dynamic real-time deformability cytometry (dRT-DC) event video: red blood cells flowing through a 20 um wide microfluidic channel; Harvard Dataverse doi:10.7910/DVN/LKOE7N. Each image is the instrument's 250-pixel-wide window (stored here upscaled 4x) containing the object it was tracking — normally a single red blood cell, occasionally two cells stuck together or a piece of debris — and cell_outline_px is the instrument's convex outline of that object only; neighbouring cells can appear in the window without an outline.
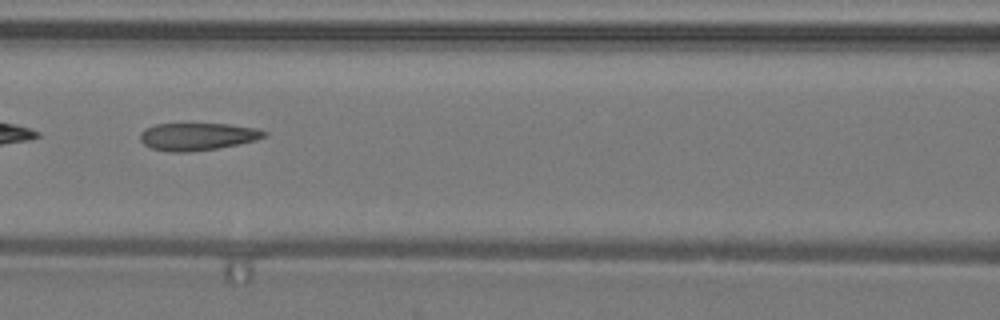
{"species": "common noctule bat (a hibernating species)", "species_latin": "Nyctalus noctula", "temperature_condition": "warm", "stored_images_in_passage": 48, "camera_frame_rate_fps": 3000, "um_per_image_px": 0.085, "animal": {"sex": "male", "body_mass_g": 19.2, "forearm_length_mm": 51.8}, "frame": {"image": 1, "passage_image": 21, "time_ms": 6.667, "image_size_px": [1000, 320], "cell_outline_px": [[268, 132], [264, 136], [256, 140], [216, 148], [184, 152], [172, 152], [152, 148], [144, 144], [140, 140], [140, 132], [144, 128], [156, 124], [228, 124], [260, 128]], "centroid_in_image_um": [16.78, 11.59], "position_along_channel_um": 149.8, "area_um2": 19.71}, "authors_computed_cell_mechanics": {"area_um2": 20.6635, "velocity_mm_per_s": 4.2856, "shape_relaxation_time_tau1_ms": null, "shape_relaxation_time_tau2_ms": 2.0424, "deformation_change_tau1": null, "deformation_change_tau2": 0.1161}}